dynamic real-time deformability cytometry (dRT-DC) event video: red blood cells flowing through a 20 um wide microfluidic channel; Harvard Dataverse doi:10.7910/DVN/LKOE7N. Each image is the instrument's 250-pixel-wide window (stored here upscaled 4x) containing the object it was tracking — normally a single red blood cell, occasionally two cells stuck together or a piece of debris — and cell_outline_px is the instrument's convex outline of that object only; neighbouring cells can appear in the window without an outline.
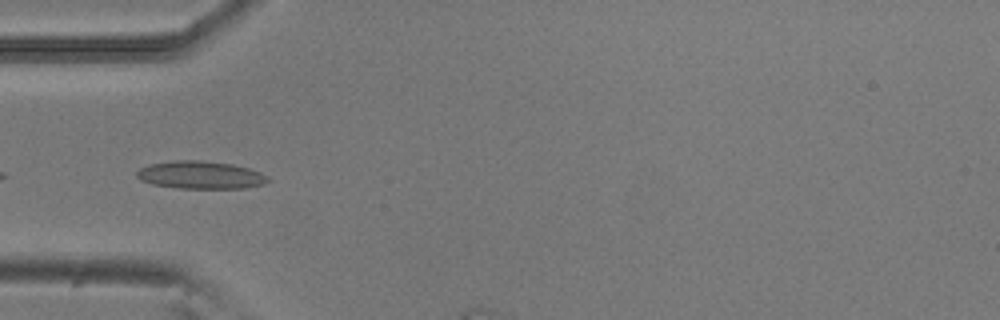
{"species": "common noctule bat (a hibernating species)", "species_latin": "Nyctalus noctula", "temperature_condition": "room temperature", "stored_images_in_passage": 6, "camera_frame_rate_fps": 3000, "um_per_image_px": 0.085, "animal": {"sex": "male", "body_mass_g": 20.5, "forearm_length_mm": 52.5}, "frame": {"image": 1, "passage_image": 2, "time_ms": 0.333, "image_size_px": [1000, 320], "cell_outline_px": [[272, 180], [264, 184], [244, 188], [180, 188], [152, 184], [140, 180], [136, 176], [136, 172], [140, 168], [148, 164], [172, 160], [200, 160], [232, 164], [248, 168], [260, 172], [268, 176]], "centroid_in_image_um": [17.04, 14.87], "position_along_channel_um": 68.0, "area_um2": 21.33}}
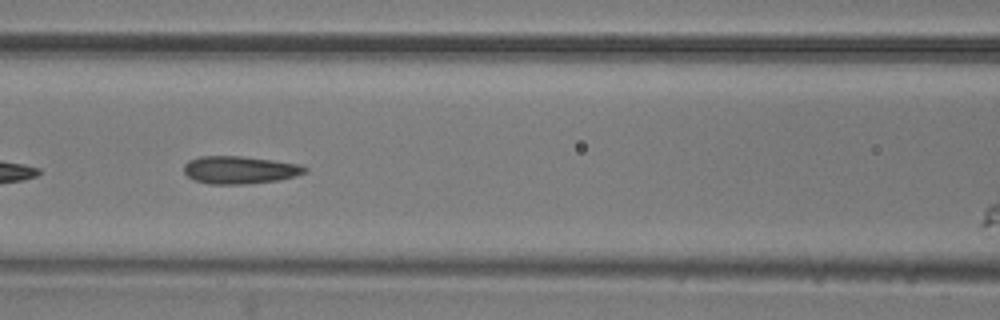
{"frame": {"image": 2, "passage_image": 4, "time_ms": 1.0, "image_size_px": [1000, 320], "cell_outline_px": [[308, 172], [296, 176], [276, 180], [244, 184], [208, 184], [196, 180], [188, 176], [184, 172], [184, 164], [188, 160], [200, 156], [240, 156], [272, 160], [300, 164], [308, 168]], "centroid_in_image_um": [20.38, 14.44], "position_along_channel_um": 146.2, "area_um2": 19.48}}
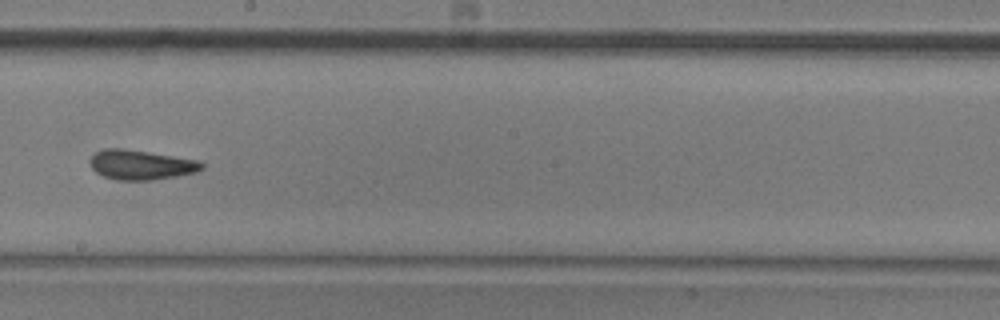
{"frame": {"image": 3, "passage_image": 6, "time_ms": 1.667, "image_size_px": [1000, 320], "cell_outline_px": [[204, 168], [196, 172], [176, 176], [152, 180], [116, 180], [104, 176], [96, 172], [92, 168], [88, 160], [96, 152], [104, 148], [120, 148], [148, 152], [200, 160], [204, 164]], "centroid_in_image_um": [11.98, 14.01], "position_along_channel_um": 236.2, "area_um2": 19.36}}